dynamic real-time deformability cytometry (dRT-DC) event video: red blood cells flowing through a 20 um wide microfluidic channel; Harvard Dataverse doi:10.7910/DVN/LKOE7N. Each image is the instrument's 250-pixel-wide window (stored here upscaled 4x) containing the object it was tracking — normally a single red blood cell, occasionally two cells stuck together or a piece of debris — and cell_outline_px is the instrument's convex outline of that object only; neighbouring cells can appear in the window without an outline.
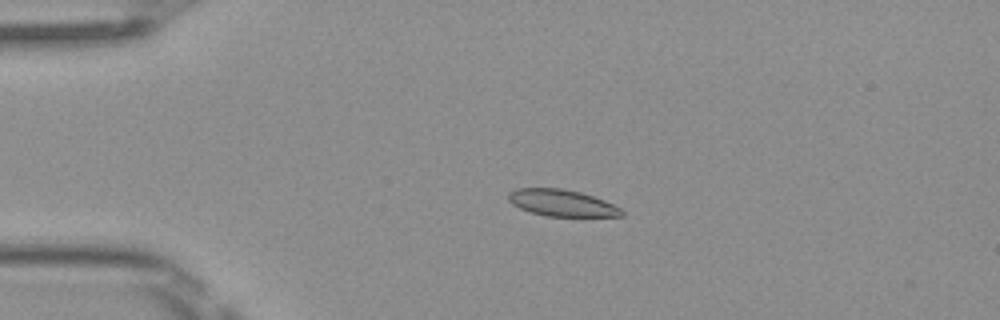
{"species": "Egyptian fruit bat (a non-hibernating species)", "species_latin": "Rousettus aegyptiacus", "temperature_condition": "room temperature", "stored_images_in_passage": 51, "camera_frame_rate_fps": 3000, "um_per_image_px": 0.085, "frame": {"image": 1, "passage_image": 12, "time_ms": 3.667, "image_size_px": [1000, 320], "cell_outline_px": [[624, 216], [548, 216], [532, 212], [520, 208], [512, 204], [508, 200], [508, 192], [516, 188], [560, 188], [580, 192], [604, 200], [620, 208], [624, 212]], "centroid_in_image_um": [47.74, 17.24], "position_along_channel_um": 37.3, "area_um2": 17.46}}
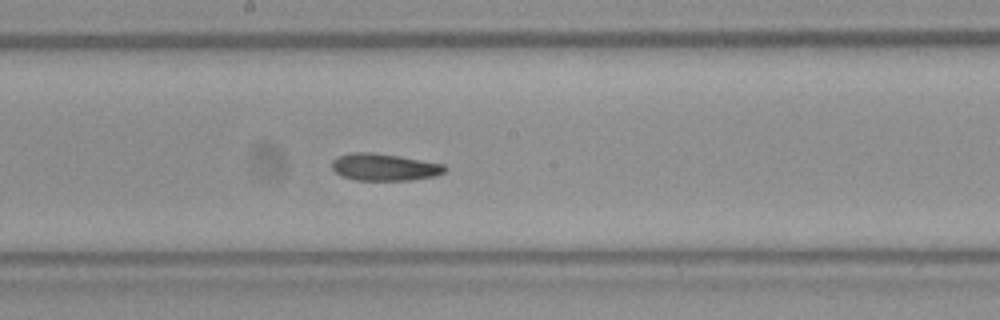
{"frame": {"image": 2, "passage_image": 28, "time_ms": 9.0, "image_size_px": [1000, 320], "cell_outline_px": [[448, 168], [444, 172], [436, 176], [412, 180], [356, 180], [340, 176], [332, 168], [332, 160], [336, 156], [348, 152], [372, 152], [400, 156], [444, 164]], "centroid_in_image_um": [32.65, 14.2], "position_along_channel_um": 215.6, "area_um2": 18.09}}
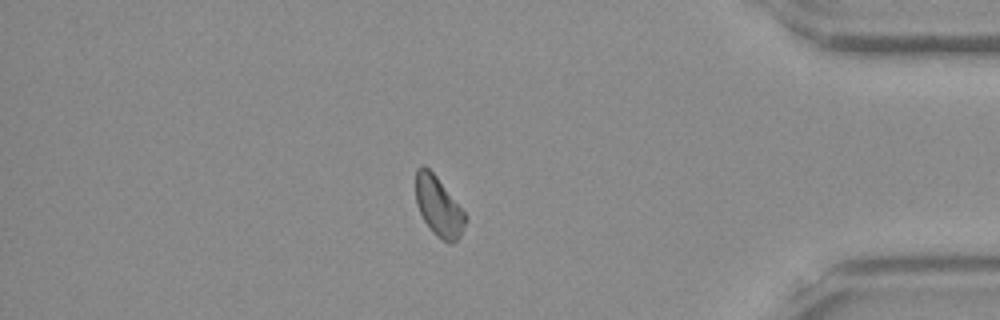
{"frame": {"image": 3, "passage_image": 44, "time_ms": 14.333, "image_size_px": [1000, 320], "cell_outline_px": [[468, 220], [460, 236], [452, 244], [448, 244], [436, 236], [432, 232], [424, 220], [416, 204], [416, 168], [424, 164], [436, 176], [468, 216]], "centroid_in_image_um": [37.3, 17.58], "position_along_channel_um": 397.9, "area_um2": 17.34}, "authors_computed_cell_mechanics": {"area_um2": 17.9758, "velocity_mm_per_s": 4.0339, "shape_relaxation_time_tau1_ms": 4.6047, "shape_relaxation_time_tau2_ms": 1.9354, "deformation_change_tau1": 0.0988, "deformation_change_tau2": 0.0695}}